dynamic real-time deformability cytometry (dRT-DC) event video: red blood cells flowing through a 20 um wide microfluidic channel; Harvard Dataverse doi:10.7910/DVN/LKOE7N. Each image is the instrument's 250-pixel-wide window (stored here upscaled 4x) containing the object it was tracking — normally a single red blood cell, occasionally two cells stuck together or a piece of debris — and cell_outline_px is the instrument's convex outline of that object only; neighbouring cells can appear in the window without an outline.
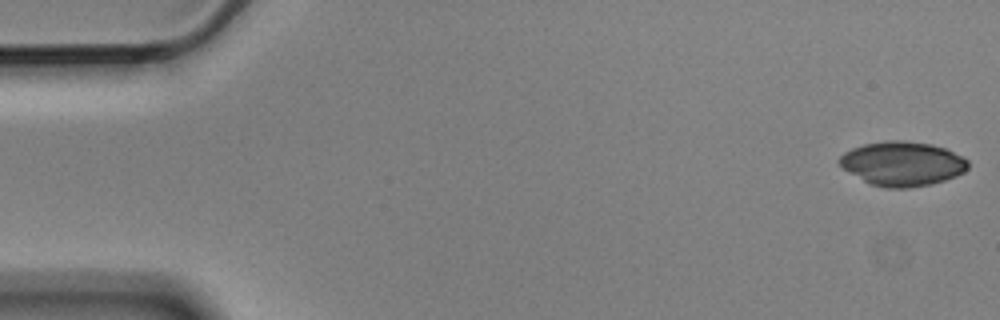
{"species": "Egyptian fruit bat (a non-hibernating species)", "species_latin": "Rousettus aegyptiacus", "temperature_condition": "cold", "stored_images_in_passage": 4, "camera_frame_rate_fps": 3000, "um_per_image_px": 0.085, "animal": {"sex": "male"}, "frame": {"image": 1, "passage_image": 1, "time_ms": 0.0, "image_size_px": [1000, 320], "cell_outline_px": [[968, 168], [964, 172], [956, 176], [932, 184], [908, 188], [888, 188], [872, 184], [864, 180], [844, 168], [840, 164], [840, 156], [844, 152], [852, 148], [864, 144], [888, 140], [900, 140], [932, 144], [944, 148], [964, 156], [968, 160]], "centroid_in_image_um": [76.75, 13.9], "position_along_channel_um": 8.2, "area_um2": 33.0}}